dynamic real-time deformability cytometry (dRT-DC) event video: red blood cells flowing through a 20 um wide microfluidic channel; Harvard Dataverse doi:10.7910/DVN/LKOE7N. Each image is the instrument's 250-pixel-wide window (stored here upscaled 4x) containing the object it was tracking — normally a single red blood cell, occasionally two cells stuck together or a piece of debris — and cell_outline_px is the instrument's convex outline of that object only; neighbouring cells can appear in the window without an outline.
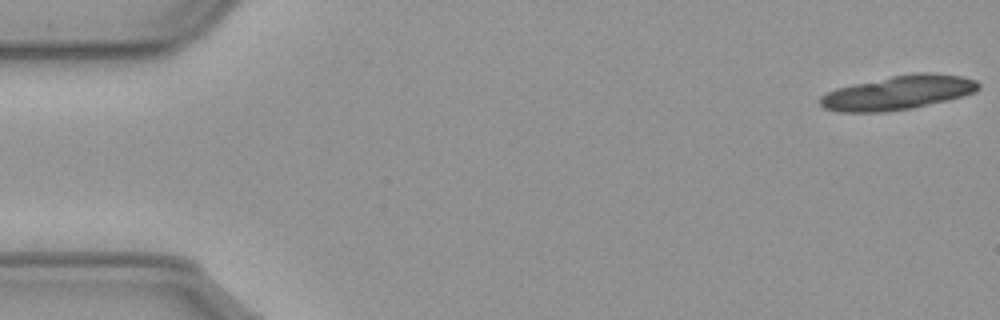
{"species": "common noctule bat (a hibernating species)", "species_latin": "Nyctalus noctula", "temperature_condition": "cold", "stored_images_in_passage": 9, "camera_frame_rate_fps": 3000, "um_per_image_px": 0.085, "animal": {"sex": "male", "body_mass_g": 23.1, "forearm_length_mm": 52.7}, "frame": {"image": 1, "passage_image": 1, "time_ms": 0.0, "image_size_px": [1000, 320], "cell_outline_px": [[980, 88], [976, 92], [912, 108], [884, 112], [836, 112], [824, 108], [820, 104], [820, 96], [836, 88], [852, 84], [892, 76], [916, 72], [932, 72], [960, 76], [976, 80], [980, 84]], "centroid_in_image_um": [76.32, 7.87], "position_along_channel_um": 8.7, "area_um2": 31.33}}